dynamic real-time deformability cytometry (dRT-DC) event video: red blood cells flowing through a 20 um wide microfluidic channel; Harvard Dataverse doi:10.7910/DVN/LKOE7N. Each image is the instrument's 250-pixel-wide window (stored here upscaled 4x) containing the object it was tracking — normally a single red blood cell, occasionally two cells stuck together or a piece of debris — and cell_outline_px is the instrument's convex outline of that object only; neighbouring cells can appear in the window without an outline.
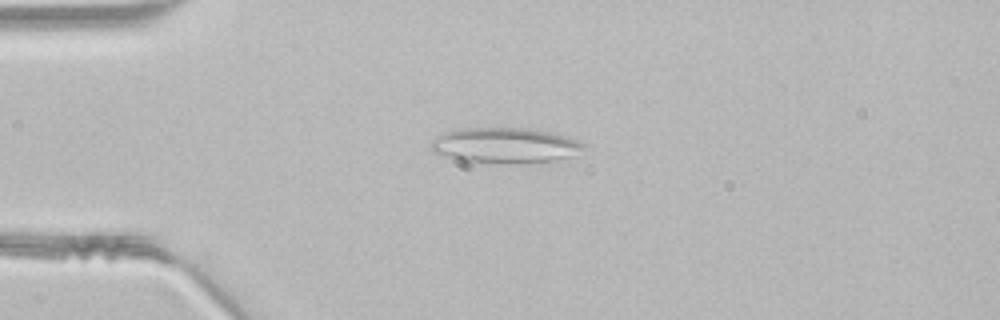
{"species": "common noctule bat (a hibernating species)", "species_latin": "Nyctalus noctula", "temperature_condition": "room temperature", "stored_images_in_passage": 46, "camera_frame_rate_fps": 3000, "um_per_image_px": 0.085, "animal": {"sex": "male", "body_mass_g": 21.5, "forearm_length_mm": 52.0}, "frame": {"image": 1, "passage_image": 11, "time_ms": 3.333, "image_size_px": [1000, 320], "cell_outline_px": [[584, 148], [576, 156], [556, 160], [508, 164], [456, 160], [432, 152], [432, 140], [436, 136], [444, 132], [464, 128], [540, 128], [568, 136], [584, 144]], "centroid_in_image_um": [42.97, 12.35], "position_along_channel_um": 42.0, "area_um2": 32.02}}
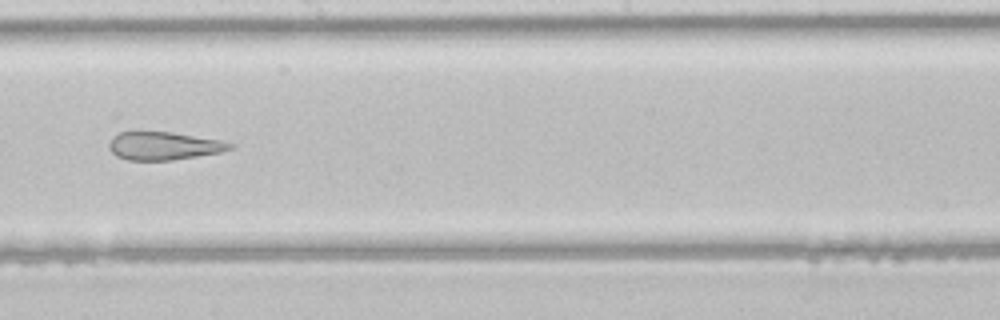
{"frame": {"image": 2, "passage_image": 26, "time_ms": 8.333, "image_size_px": [1000, 320], "cell_outline_px": [[232, 148], [220, 152], [172, 160], [128, 160], [116, 156], [108, 148], [108, 144], [112, 136], [120, 132], [172, 132], [220, 140], [232, 144]], "centroid_in_image_um": [13.86, 12.4], "position_along_channel_um": 234.3, "area_um2": 19.59}}
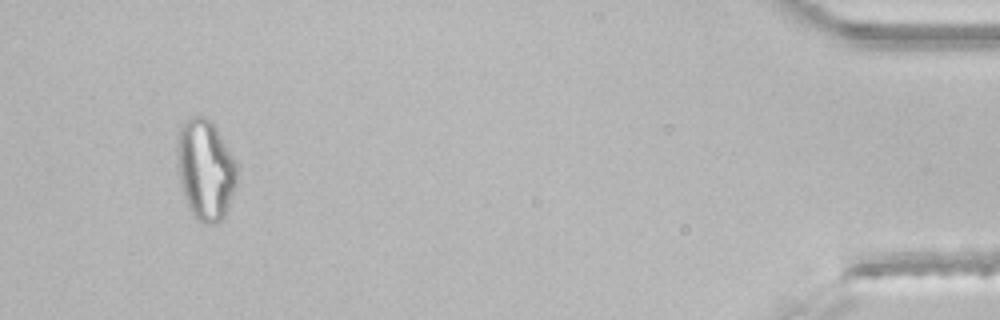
{"frame": {"image": 3, "passage_image": 44, "time_ms": 14.333, "image_size_px": [1000, 320], "cell_outline_px": [[236, 184], [228, 208], [224, 216], [216, 224], [200, 224], [192, 216], [184, 196], [180, 180], [176, 156], [176, 136], [180, 128], [188, 116], [200, 116], [212, 120], [216, 124], [236, 160]], "centroid_in_image_um": [17.45, 14.39], "position_along_channel_um": 417.7, "area_um2": 35.78}}